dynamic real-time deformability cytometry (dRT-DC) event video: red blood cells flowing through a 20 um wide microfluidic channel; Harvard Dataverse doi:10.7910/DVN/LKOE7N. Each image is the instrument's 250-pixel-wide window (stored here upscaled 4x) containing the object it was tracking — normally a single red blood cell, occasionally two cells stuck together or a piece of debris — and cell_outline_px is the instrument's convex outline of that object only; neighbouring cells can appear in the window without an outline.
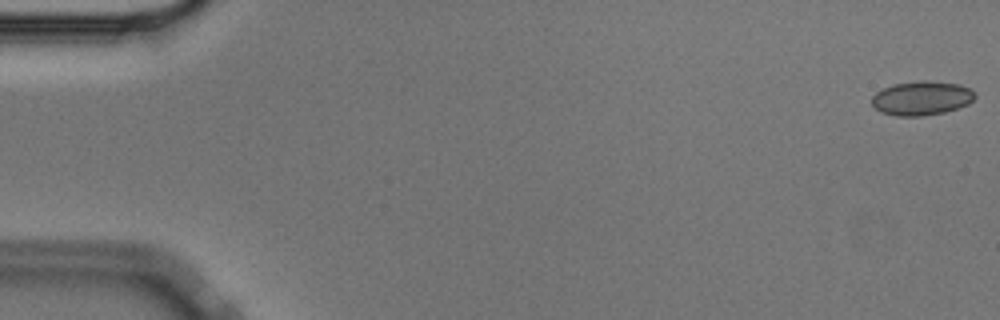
{"species": "Egyptian fruit bat (a non-hibernating species)", "species_latin": "Rousettus aegyptiacus", "temperature_condition": "cold", "stored_images_in_passage": 15, "camera_frame_rate_fps": 3000, "um_per_image_px": 0.085, "animal": {"sex": "male"}, "frame": {"image": 1, "passage_image": 1, "time_ms": 0.0, "image_size_px": [1000, 320], "cell_outline_px": [[976, 96], [968, 104], [944, 112], [924, 116], [896, 116], [880, 112], [872, 104], [872, 96], [876, 92], [892, 84], [924, 80], [928, 80], [960, 84], [972, 88]], "centroid_in_image_um": [78.35, 8.34], "position_along_channel_um": 6.7, "area_um2": 20.63}}
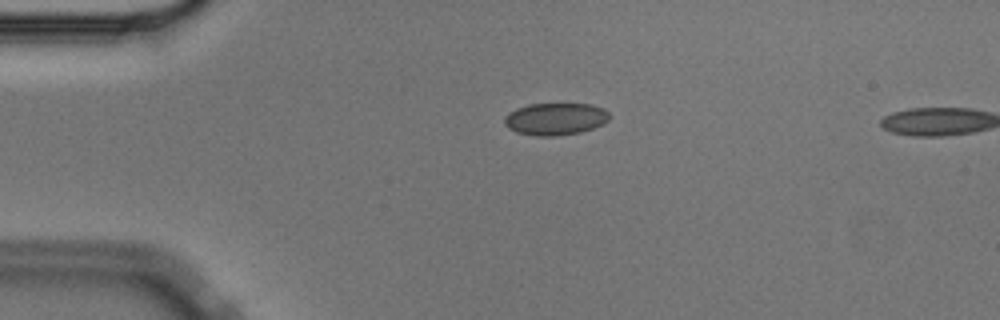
{"frame": {"image": 2, "passage_image": 13, "time_ms": 4.0, "image_size_px": [1000, 320], "cell_outline_px": [[612, 116], [604, 124], [580, 132], [556, 136], [536, 136], [516, 132], [508, 128], [504, 124], [504, 116], [508, 112], [516, 108], [528, 104], [592, 104], [604, 108]], "centroid_in_image_um": [47.2, 10.11], "position_along_channel_um": 37.8, "area_um2": 19.94}}